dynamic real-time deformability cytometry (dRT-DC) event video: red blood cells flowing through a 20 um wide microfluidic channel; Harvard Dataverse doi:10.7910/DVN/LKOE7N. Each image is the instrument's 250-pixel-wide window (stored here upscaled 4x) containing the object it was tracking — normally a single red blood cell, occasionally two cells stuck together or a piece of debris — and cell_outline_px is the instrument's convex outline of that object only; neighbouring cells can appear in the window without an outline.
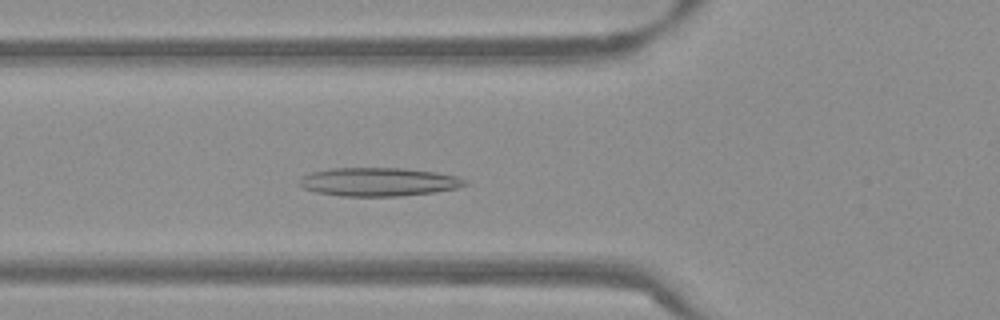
{"species": "Egyptian fruit bat (a non-hibernating species)", "species_latin": "Rousettus aegyptiacus", "temperature_condition": "warm", "stored_images_in_passage": 51, "camera_frame_rate_fps": 3000, "um_per_image_px": 0.085, "frame": {"image": 1, "passage_image": 17, "time_ms": 5.333, "image_size_px": [1000, 320], "cell_outline_px": [[468, 184], [456, 188], [436, 192], [400, 196], [340, 196], [316, 192], [304, 188], [300, 184], [300, 180], [304, 176], [312, 172], [332, 168], [404, 168], [436, 172], [456, 176], [464, 180]], "centroid_in_image_um": [32.2, 15.46], "position_along_channel_um": 93.6, "area_um2": 27.34}}
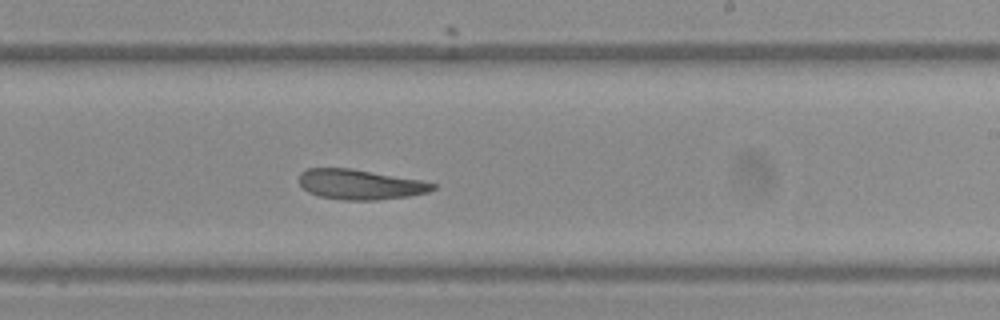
{"frame": {"image": 2, "passage_image": 30, "time_ms": 9.667, "image_size_px": [1000, 320], "cell_outline_px": [[436, 188], [428, 192], [408, 196], [376, 200], [344, 200], [320, 196], [308, 192], [300, 184], [300, 172], [308, 168], [352, 168], [420, 180], [436, 184]], "centroid_in_image_um": [30.61, 15.67], "position_along_channel_um": 258.4, "area_um2": 23.29}}
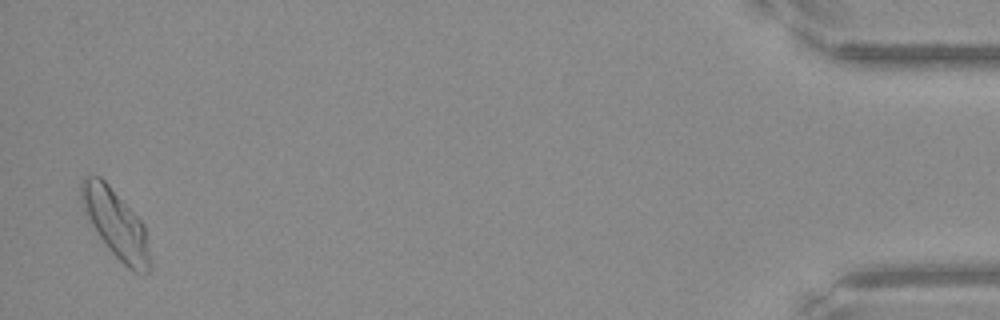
{"frame": {"image": 3, "passage_image": 50, "time_ms": 16.333, "image_size_px": [1000, 320], "cell_outline_px": [[152, 268], [144, 276], [128, 268], [108, 248], [88, 220], [84, 212], [80, 200], [80, 184], [84, 176], [100, 176], [108, 184], [144, 224], [152, 260]], "centroid_in_image_um": [9.86, 19.05], "position_along_channel_um": 425.3, "area_um2": 27.46}, "authors_computed_cell_mechanics": {"area_um2": 25.6054, "velocity_mm_per_s": 3.79, "shape_relaxation_time_tau1_ms": null, "shape_relaxation_time_tau2_ms": 4.582, "deformation_change_tau1": null, "deformation_change_tau2": 0.1163}}